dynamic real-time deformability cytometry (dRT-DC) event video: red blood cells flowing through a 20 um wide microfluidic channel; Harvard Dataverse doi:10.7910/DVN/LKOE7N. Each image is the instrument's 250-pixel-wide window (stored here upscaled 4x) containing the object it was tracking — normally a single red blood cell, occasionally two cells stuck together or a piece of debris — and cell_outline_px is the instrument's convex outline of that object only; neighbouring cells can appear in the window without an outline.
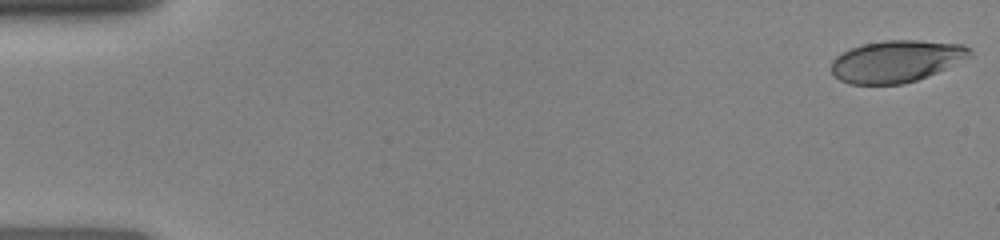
{"species": "human", "species_latin": "Homo sapiens", "temperature_condition": "room temperature", "stored_images_in_passage": 24, "camera_frame_rate_fps": 3000, "um_per_image_px": 0.085, "donor": {"sex": "female"}, "frame": {"image": 1, "passage_image": 1, "time_ms": 0.0, "image_size_px": [1000, 240], "cell_outline_px": [[972, 56], [936, 72], [916, 80], [904, 84], [848, 84], [840, 80], [828, 68], [832, 60], [836, 56], [852, 48], [864, 44], [884, 40], [920, 40], [964, 44], [972, 48]], "centroid_in_image_um": [76.19, 5.2], "position_along_channel_um": 8.8, "area_um2": 33.87}}
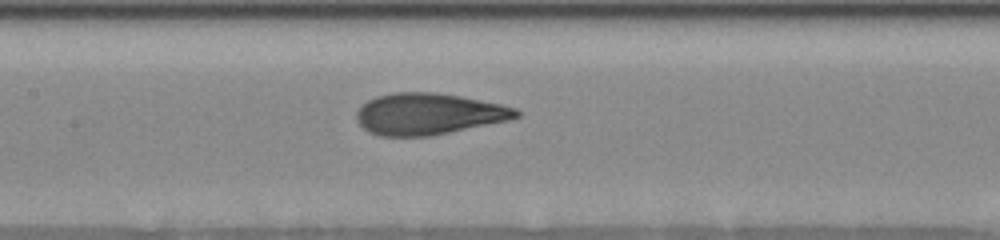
{"frame": {"image": 2, "passage_image": 14, "time_ms": 7.333, "image_size_px": [1000, 240], "cell_outline_px": [[520, 116], [508, 120], [432, 136], [380, 136], [368, 132], [356, 120], [356, 112], [368, 100], [376, 96], [392, 92], [436, 92], [460, 96], [500, 104], [516, 108], [520, 112]], "centroid_in_image_um": [36.41, 9.68], "position_along_channel_um": 171.0, "area_um2": 38.55}}
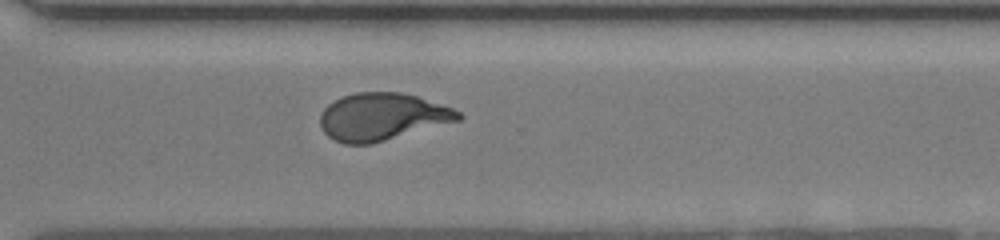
{"frame": {"image": 3, "passage_image": 24, "time_ms": 11.333, "image_size_px": [1000, 240], "cell_outline_px": [[464, 116], [460, 120], [372, 144], [344, 144], [328, 136], [324, 132], [320, 124], [320, 112], [328, 104], [344, 96], [356, 92], [400, 92], [416, 96], [452, 108], [460, 112]], "centroid_in_image_um": [32.47, 9.93], "position_along_channel_um": 338.1, "area_um2": 37.97}}